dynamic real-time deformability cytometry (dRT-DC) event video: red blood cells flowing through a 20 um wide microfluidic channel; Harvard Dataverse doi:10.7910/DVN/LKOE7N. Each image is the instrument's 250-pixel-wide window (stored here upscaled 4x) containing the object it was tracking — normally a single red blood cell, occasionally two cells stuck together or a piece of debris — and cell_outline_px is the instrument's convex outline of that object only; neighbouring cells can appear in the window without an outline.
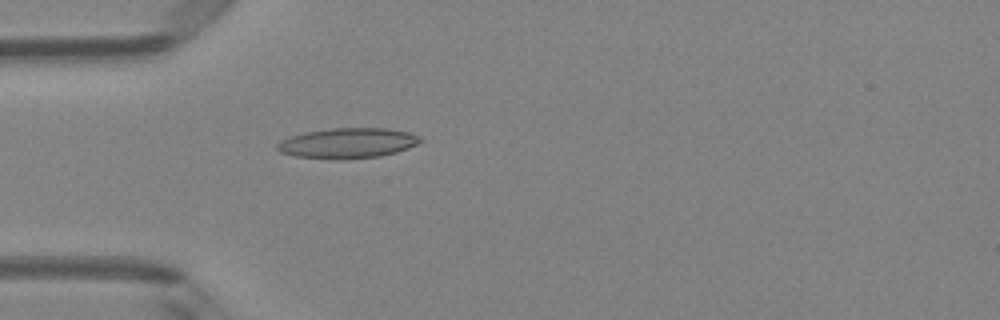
{"species": "Egyptian fruit bat (a non-hibernating species)", "species_latin": "Rousettus aegyptiacus", "temperature_condition": "room temperature", "stored_images_in_passage": 4, "camera_frame_rate_fps": 3000, "um_per_image_px": 0.085, "animal": {"sex": "female"}, "frame": {"image": 1, "passage_image": 4, "time_ms": 1.0, "image_size_px": [1000, 320], "cell_outline_px": [[424, 140], [408, 148], [396, 152], [380, 156], [296, 156], [280, 152], [276, 148], [276, 144], [280, 140], [304, 132], [332, 128], [388, 128], [408, 132], [420, 136]], "centroid_in_image_um": [29.59, 12.1], "position_along_channel_um": 55.4, "area_um2": 24.1}}